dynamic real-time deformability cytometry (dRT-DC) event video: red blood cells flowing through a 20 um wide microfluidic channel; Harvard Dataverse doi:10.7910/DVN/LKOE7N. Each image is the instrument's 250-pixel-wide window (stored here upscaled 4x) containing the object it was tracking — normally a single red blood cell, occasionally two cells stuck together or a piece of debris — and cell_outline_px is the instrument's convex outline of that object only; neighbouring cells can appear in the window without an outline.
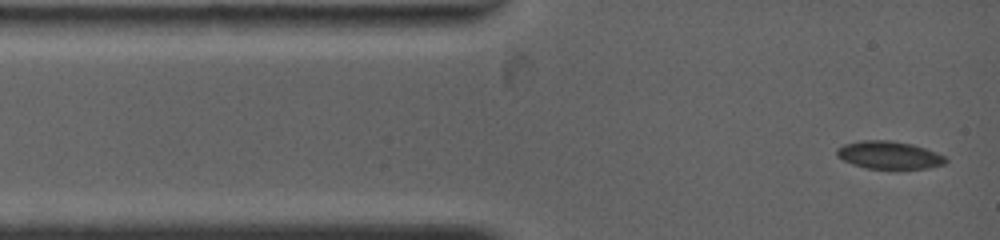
{"species": "common noctule bat (a hibernating species)", "species_latin": "Nyctalus noctula", "temperature_condition": "warm", "stored_images_in_passage": 34, "camera_frame_rate_fps": 4500, "um_per_image_px": 0.085, "animal": {"sex": "female", "body_mass_g": 19.0, "forearm_length_mm": 53.3}, "frame": {"image": 1, "passage_image": 1, "time_ms": 0.0, "image_size_px": [1000, 240], "cell_outline_px": [[948, 160], [944, 164], [928, 168], [896, 172], [868, 168], [852, 164], [836, 156], [836, 148], [844, 144], [860, 140], [888, 140], [912, 144], [936, 152], [944, 156]], "centroid_in_image_um": [75.58, 13.23], "position_along_channel_um": 9.4, "area_um2": 18.32}}
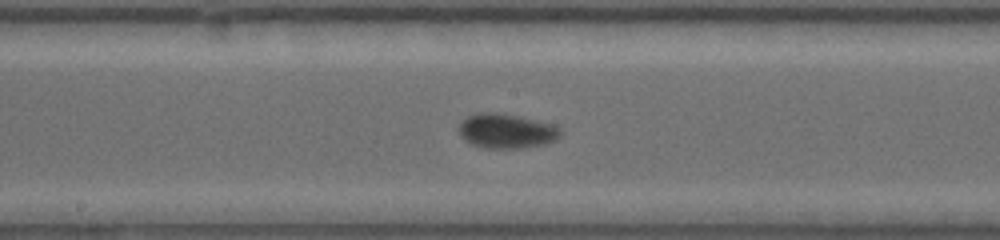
{"frame": {"image": 2, "passage_image": 13, "time_ms": 6.222, "image_size_px": [1000, 240], "cell_outline_px": [[564, 132], [556, 140], [544, 144], [524, 148], [484, 148], [472, 144], [464, 140], [460, 136], [460, 120], [476, 112], [496, 112], [520, 116], [552, 124], [560, 128]], "centroid_in_image_um": [43.05, 11.13], "position_along_channel_um": 205.1, "area_um2": 20.75}}
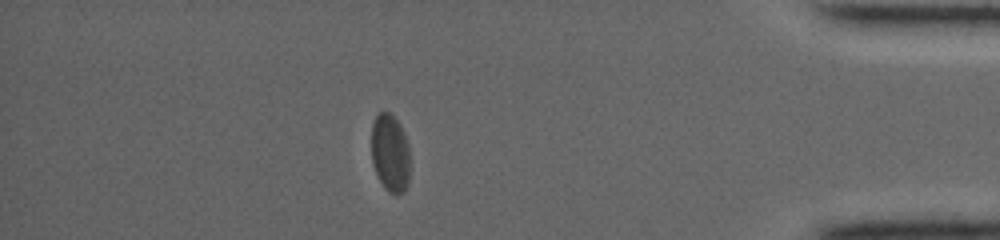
{"frame": {"image": 3, "passage_image": 25, "time_ms": 12.667, "image_size_px": [1000, 240], "cell_outline_px": [[408, 184], [404, 192], [396, 196], [388, 192], [384, 188], [372, 164], [372, 124], [376, 116], [380, 112], [388, 112], [400, 124], [404, 132], [408, 144]], "centroid_in_image_um": [33.16, 13.04], "position_along_channel_um": 402.0, "area_um2": 17.46}, "authors_computed_cell_mechanics": {"area_um2": 18.5249, "velocity_mm_per_s": 3.7732, "shape_relaxation_time_tau1_ms": 3.5649, "shape_relaxation_time_tau2_ms": null, "deformation_change_tau1": 0.0998, "deformation_change_tau2": null}}